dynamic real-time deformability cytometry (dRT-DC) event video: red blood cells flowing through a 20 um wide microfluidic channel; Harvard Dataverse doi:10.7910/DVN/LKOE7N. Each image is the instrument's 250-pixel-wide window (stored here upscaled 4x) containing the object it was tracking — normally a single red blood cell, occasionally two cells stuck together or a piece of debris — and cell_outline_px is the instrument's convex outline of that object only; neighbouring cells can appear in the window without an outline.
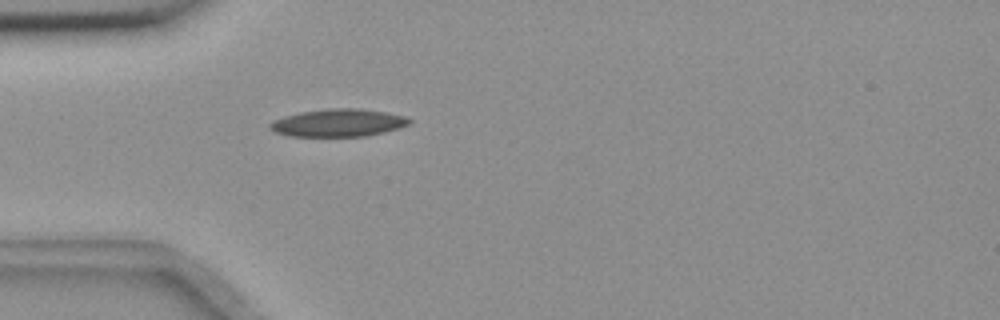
{"species": "common noctule bat (a hibernating species)", "species_latin": "Nyctalus noctula", "temperature_condition": "room temperature", "stored_images_in_passage": 40, "camera_frame_rate_fps": 3000, "um_per_image_px": 0.085, "animal": {"sex": "female", "body_mass_g": 18.4}, "frame": {"image": 1, "passage_image": 1, "time_ms": 0.0, "image_size_px": [1000, 320], "cell_outline_px": [[412, 124], [400, 128], [384, 132], [364, 136], [288, 136], [276, 132], [268, 128], [268, 124], [272, 120], [284, 116], [300, 112], [328, 108], [360, 108], [388, 112], [408, 116], [412, 120]], "centroid_in_image_um": [28.79, 10.43], "position_along_channel_um": 56.2, "area_um2": 22.83}}
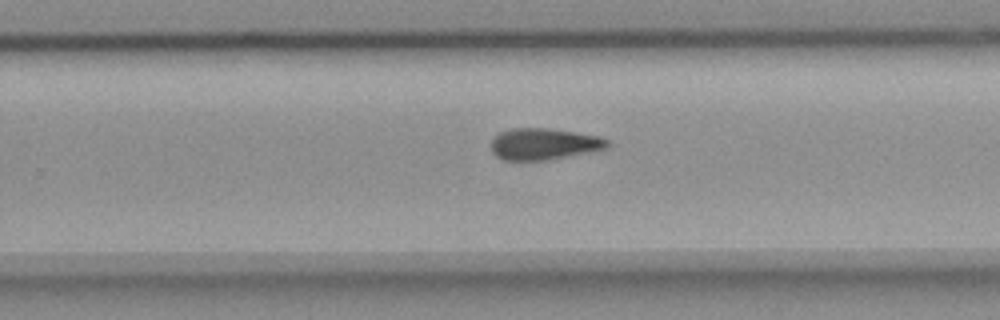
{"frame": {"image": 2, "passage_image": 20, "time_ms": 6.333, "image_size_px": [1000, 320], "cell_outline_px": [[612, 144], [608, 148], [592, 152], [552, 160], [504, 160], [496, 156], [492, 152], [492, 140], [500, 132], [512, 128], [548, 128], [576, 132], [600, 136], [608, 140]], "centroid_in_image_um": [46.3, 12.25], "position_along_channel_um": 283.5, "area_um2": 21.68}}
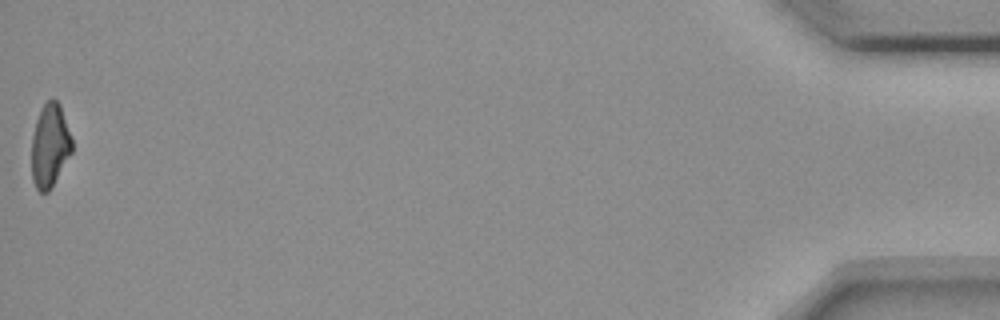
{"frame": {"image": 3, "passage_image": 40, "time_ms": 13.0, "image_size_px": [1000, 320], "cell_outline_px": [[72, 152], [48, 192], [40, 192], [36, 188], [32, 180], [32, 136], [36, 120], [40, 108], [52, 96], [60, 104], [72, 140]], "centroid_in_image_um": [4.23, 12.34], "position_along_channel_um": 431.0, "area_um2": 19.54}}